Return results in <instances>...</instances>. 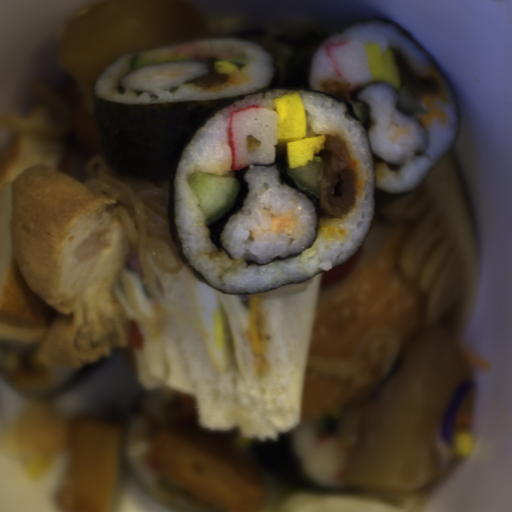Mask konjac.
Returning <instances> with one entry per match:
<instances>
[{
    "label": "konjac",
    "instance_id": "obj_1",
    "mask_svg": "<svg viewBox=\"0 0 512 512\" xmlns=\"http://www.w3.org/2000/svg\"><path fill=\"white\" fill-rule=\"evenodd\" d=\"M80 182L100 198L117 196L118 216L130 238L129 246L136 250L140 259L152 317L139 308L124 269L117 285L148 332L154 336L159 334L164 319L156 296L152 263L169 275L177 273L185 265L170 233L168 179L118 177L103 155H97L83 169Z\"/></svg>",
    "mask_w": 512,
    "mask_h": 512
}]
</instances>
